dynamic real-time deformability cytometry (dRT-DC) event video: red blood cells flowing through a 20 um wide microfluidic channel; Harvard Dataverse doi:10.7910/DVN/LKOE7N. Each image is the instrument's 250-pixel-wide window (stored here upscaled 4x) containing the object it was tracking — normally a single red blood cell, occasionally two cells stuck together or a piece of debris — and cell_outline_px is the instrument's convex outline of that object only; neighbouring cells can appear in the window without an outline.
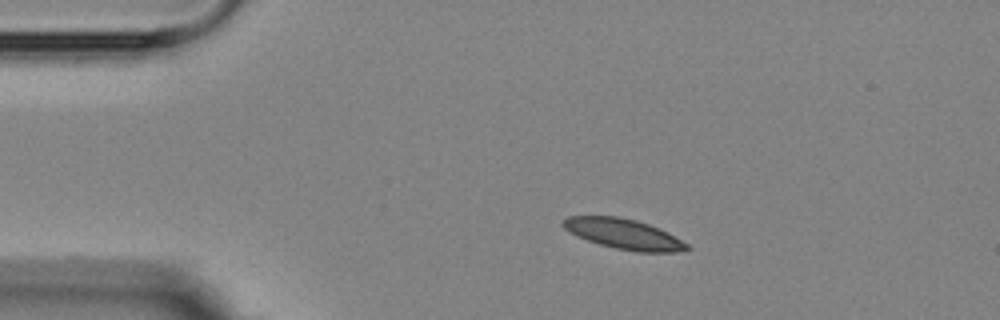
{"species": "Egyptian fruit bat (a non-hibernating species)", "species_latin": "Rousettus aegyptiacus", "temperature_condition": "room temperature", "stored_images_in_passage": 9, "camera_frame_rate_fps": 3000, "um_per_image_px": 0.085, "animal": {"sex": "female"}, "frame": {"image": 1, "passage_image": 1, "time_ms": 0.0, "image_size_px": [1000, 320], "cell_outline_px": [[692, 248], [676, 252], [636, 252], [616, 248], [600, 244], [576, 236], [568, 232], [560, 224], [568, 216], [620, 216], [636, 220], [648, 224], [668, 232], [688, 244]], "centroid_in_image_um": [53.01, 19.88], "position_along_channel_um": 32.0, "area_um2": 21.85}}
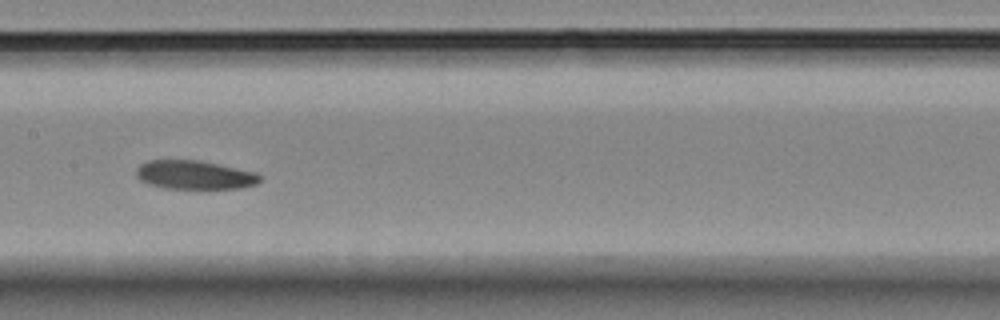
{"frame": {"image": 2, "passage_image": 6, "time_ms": 5.667, "image_size_px": [1000, 320], "cell_outline_px": [[260, 180], [256, 184], [240, 188], [208, 192], [164, 188], [148, 184], [140, 180], [136, 176], [136, 168], [140, 164], [148, 160], [200, 160], [256, 172], [260, 176]], "centroid_in_image_um": [16.55, 14.92], "position_along_channel_um": 190.9, "area_um2": 21.79}}
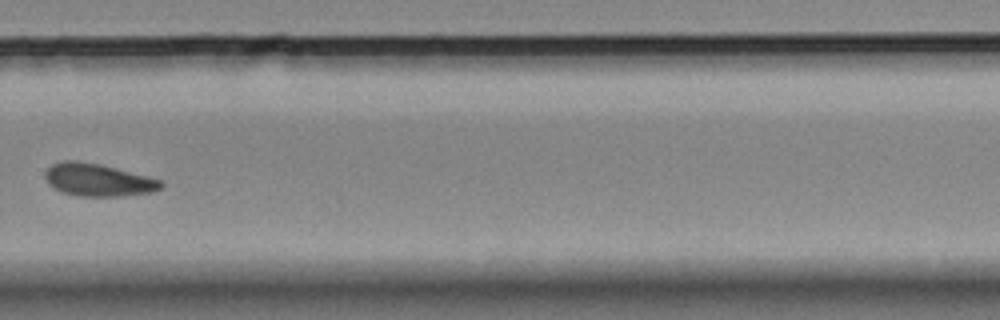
{"frame": {"image": 3, "passage_image": 9, "time_ms": 9.333, "image_size_px": [1000, 320], "cell_outline_px": [[164, 184], [160, 188], [152, 192], [120, 196], [76, 196], [64, 192], [48, 184], [44, 176], [44, 172], [52, 164], [64, 160], [76, 160], [100, 164], [148, 176], [160, 180]], "centroid_in_image_um": [8.31, 15.28], "position_along_channel_um": 321.5, "area_um2": 21.91}}